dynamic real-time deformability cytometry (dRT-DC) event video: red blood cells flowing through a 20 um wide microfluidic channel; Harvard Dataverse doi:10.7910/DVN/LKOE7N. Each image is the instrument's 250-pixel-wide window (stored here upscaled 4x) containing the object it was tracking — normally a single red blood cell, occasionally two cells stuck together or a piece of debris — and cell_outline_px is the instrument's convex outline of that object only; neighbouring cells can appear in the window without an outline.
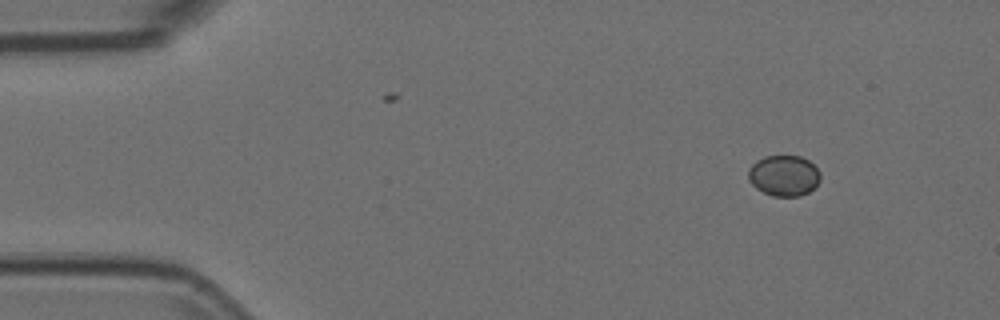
{"species": "Egyptian fruit bat (a non-hibernating species)", "species_latin": "Rousettus aegyptiacus", "temperature_condition": "room temperature", "stored_images_in_passage": 4, "camera_frame_rate_fps": 3000, "um_per_image_px": 0.085, "animal": {"sex": "female"}, "frame": {"image": 1, "passage_image": 1, "time_ms": 0.0, "image_size_px": [1000, 320], "cell_outline_px": [[820, 180], [808, 192], [800, 196], [772, 196], [756, 188], [748, 180], [748, 168], [756, 160], [764, 156], [800, 156], [808, 160], [820, 172]], "centroid_in_image_um": [66.6, 14.92], "position_along_channel_um": 18.4, "area_um2": 17.11}}
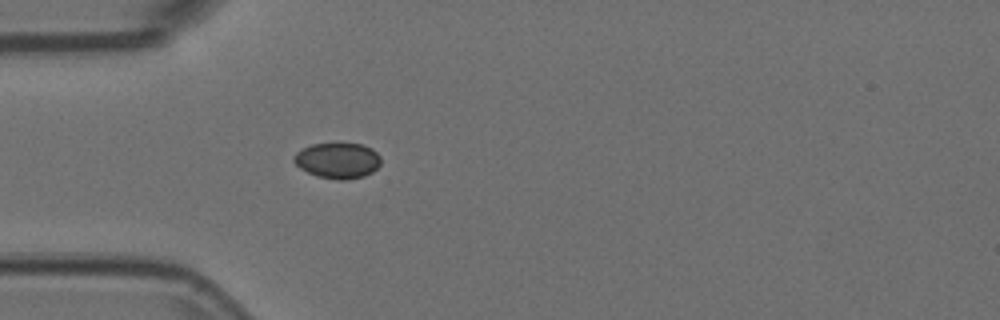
{"frame": {"image": 2, "passage_image": 4, "time_ms": 1.0, "image_size_px": [1000, 320], "cell_outline_px": [[380, 164], [372, 172], [364, 176], [344, 180], [340, 180], [316, 176], [300, 168], [292, 160], [296, 152], [312, 144], [364, 144], [372, 148], [380, 156]], "centroid_in_image_um": [28.71, 13.65], "position_along_channel_um": 56.3, "area_um2": 17.98}}